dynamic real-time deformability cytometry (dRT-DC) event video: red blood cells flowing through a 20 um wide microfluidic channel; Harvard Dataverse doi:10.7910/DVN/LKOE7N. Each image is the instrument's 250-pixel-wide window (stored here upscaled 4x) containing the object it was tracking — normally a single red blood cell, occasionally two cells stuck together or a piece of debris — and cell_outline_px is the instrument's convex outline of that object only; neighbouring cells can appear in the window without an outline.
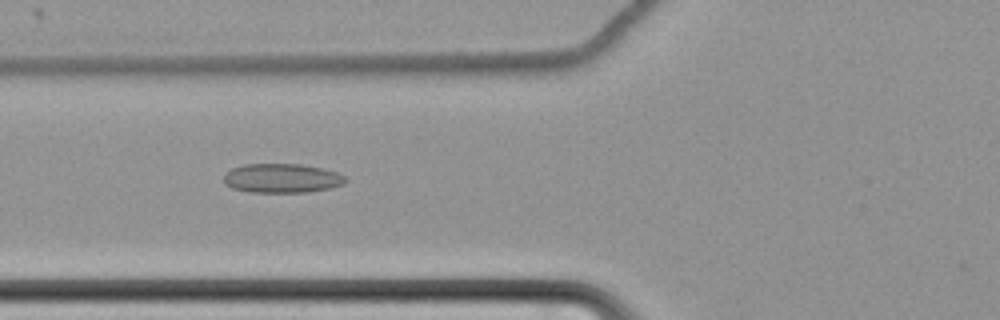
{"species": "common noctule bat (a hibernating species)", "species_latin": "Nyctalus noctula", "temperature_condition": "cold", "stored_images_in_passage": 40, "camera_frame_rate_fps": 3000, "um_per_image_px": 0.085, "animal": {"sex": "female", "body_mass_g": 22.7, "forearm_length_mm": 54.2}, "frame": {"image": 1, "passage_image": 4, "time_ms": 1.0, "image_size_px": [1000, 320], "cell_outline_px": [[348, 180], [344, 184], [328, 188], [308, 192], [248, 192], [232, 188], [224, 184], [224, 176], [232, 168], [244, 164], [300, 164], [320, 168], [336, 172], [344, 176]], "centroid_in_image_um": [23.94, 15.15], "position_along_channel_um": 101.9, "area_um2": 20.63}}
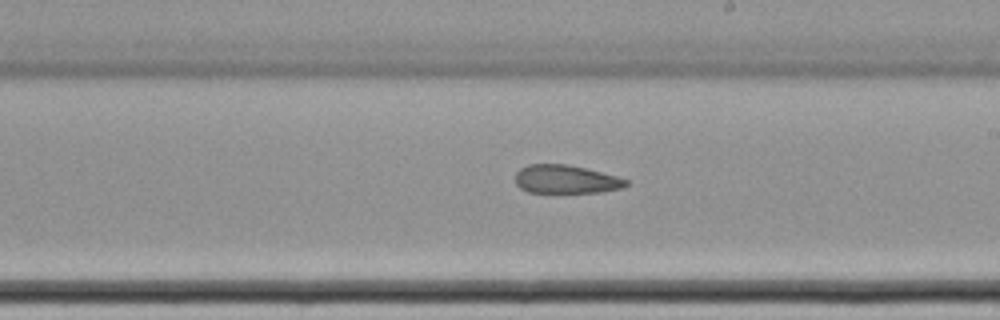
{"frame": {"image": 2, "passage_image": 16, "time_ms": 5.0, "image_size_px": [1000, 320], "cell_outline_px": [[632, 184], [624, 188], [600, 192], [528, 192], [520, 188], [516, 184], [516, 172], [520, 168], [528, 164], [568, 164], [616, 176], [628, 180]], "centroid_in_image_um": [48.12, 15.24], "position_along_channel_um": 240.9, "area_um2": 18.38}}
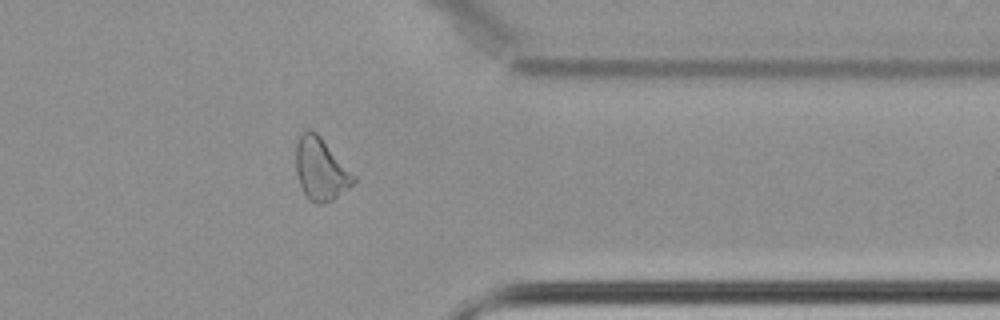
{"frame": {"image": 3, "passage_image": 29, "time_ms": 9.333, "image_size_px": [1000, 320], "cell_outline_px": [[356, 180], [348, 188], [332, 200], [324, 204], [316, 204], [308, 200], [300, 184], [296, 172], [296, 144], [300, 132], [308, 128], [316, 132], [320, 136], [356, 176]], "centroid_in_image_um": [27.24, 14.37], "position_along_channel_um": 384.2, "area_um2": 20.98}, "authors_computed_cell_mechanics": {"area_um2": 19.7965, "velocity_mm_per_s": 3.4743, "shape_relaxation_time_tau1_ms": null, "shape_relaxation_time_tau2_ms": 3.41, "deformation_change_tau1": null, "deformation_change_tau2": 0.1122}}